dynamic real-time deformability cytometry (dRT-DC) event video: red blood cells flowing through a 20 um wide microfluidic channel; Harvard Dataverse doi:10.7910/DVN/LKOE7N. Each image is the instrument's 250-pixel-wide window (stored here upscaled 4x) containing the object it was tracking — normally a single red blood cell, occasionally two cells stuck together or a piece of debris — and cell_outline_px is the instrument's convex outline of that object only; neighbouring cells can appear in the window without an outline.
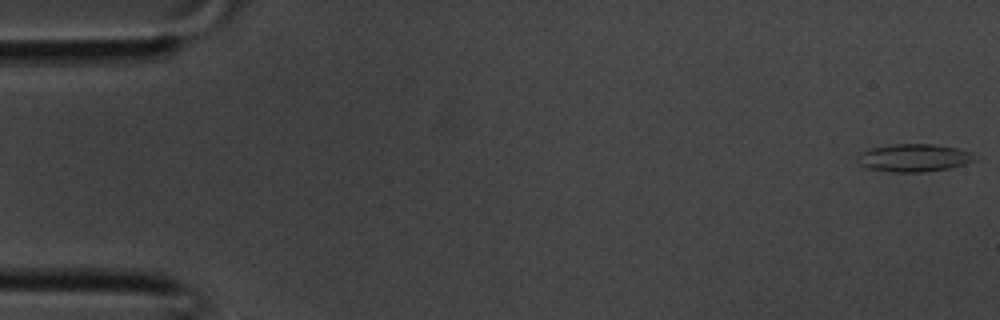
{"species": "common noctule bat (a hibernating species)", "species_latin": "Nyctalus noctula", "temperature_condition": "room temperature", "stored_images_in_passage": 36, "camera_frame_rate_fps": 3000, "um_per_image_px": 0.085, "animal": {"sex": "male", "body_mass_g": 20.1, "forearm_length_mm": 53.5}, "frame": {"image": 1, "passage_image": 1, "time_ms": 0.0, "image_size_px": [1000, 320], "cell_outline_px": [[972, 160], [964, 164], [952, 168], [924, 172], [892, 172], [872, 168], [860, 164], [856, 160], [856, 156], [860, 152], [868, 148], [892, 144], [936, 144], [956, 148], [972, 152]], "centroid_in_image_um": [77.63, 13.4], "position_along_channel_um": 7.4, "area_um2": 18.9}}
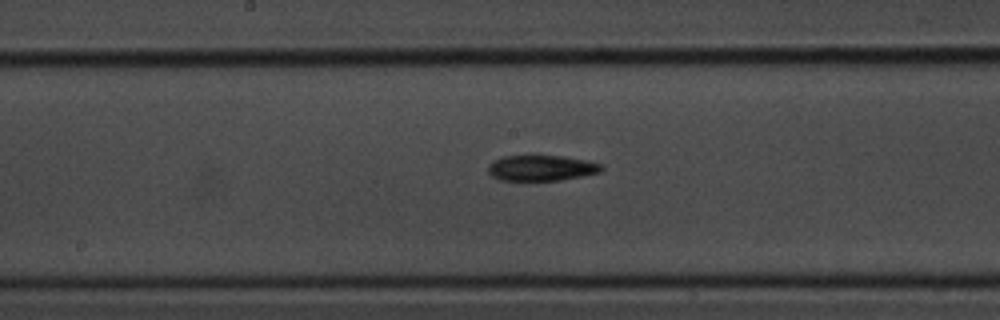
{"frame": {"image": 2, "passage_image": 19, "time_ms": 6.0, "image_size_px": [1000, 320], "cell_outline_px": [[604, 168], [600, 172], [560, 180], [500, 180], [492, 176], [488, 172], [488, 164], [492, 160], [504, 156], [532, 152], [588, 160], [600, 164]], "centroid_in_image_um": [45.95, 14.22], "position_along_channel_um": 202.2, "area_um2": 17.63}}
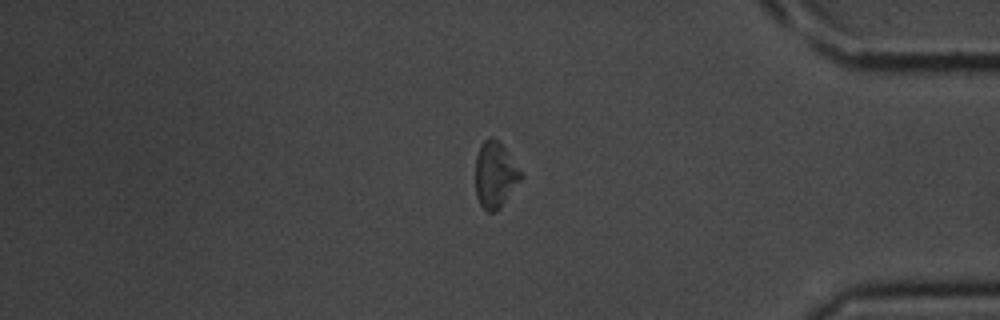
{"frame": {"image": 3, "passage_image": 31, "time_ms": 10.0, "image_size_px": [1000, 320], "cell_outline_px": [[524, 176], [500, 208], [496, 212], [488, 212], [480, 204], [476, 196], [476, 156], [480, 144], [488, 136], [492, 136], [508, 152]], "centroid_in_image_um": [42.08, 14.86], "position_along_channel_um": 393.1, "area_um2": 17.46}}